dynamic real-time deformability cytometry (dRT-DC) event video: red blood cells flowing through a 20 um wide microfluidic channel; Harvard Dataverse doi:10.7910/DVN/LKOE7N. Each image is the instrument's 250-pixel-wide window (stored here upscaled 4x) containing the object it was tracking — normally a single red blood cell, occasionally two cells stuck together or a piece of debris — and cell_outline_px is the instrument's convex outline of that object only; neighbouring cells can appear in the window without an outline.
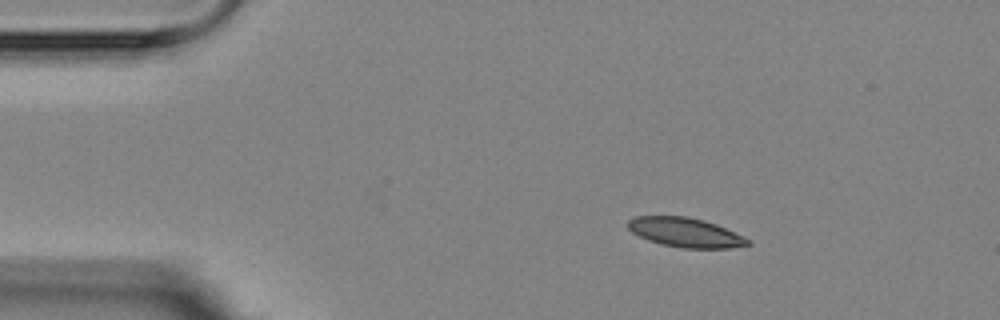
{"species": "Egyptian fruit bat (a non-hibernating species)", "species_latin": "Rousettus aegyptiacus", "temperature_condition": "room temperature", "stored_images_in_passage": 5, "segment_of_instrument_passage": [1, 2], "camera_frame_rate_fps": 3000, "um_per_image_px": 0.085, "animal": {"sex": "female"}, "frame": {"image": 1, "passage_image": 2, "time_ms": 1.0, "image_size_px": [1000, 320], "cell_outline_px": [[752, 244], [732, 248], [684, 248], [660, 244], [648, 240], [632, 232], [628, 228], [628, 220], [636, 216], [688, 216], [704, 220], [716, 224], [752, 240]], "centroid_in_image_um": [58.28, 19.76], "position_along_channel_um": 26.7, "area_um2": 20.58}}